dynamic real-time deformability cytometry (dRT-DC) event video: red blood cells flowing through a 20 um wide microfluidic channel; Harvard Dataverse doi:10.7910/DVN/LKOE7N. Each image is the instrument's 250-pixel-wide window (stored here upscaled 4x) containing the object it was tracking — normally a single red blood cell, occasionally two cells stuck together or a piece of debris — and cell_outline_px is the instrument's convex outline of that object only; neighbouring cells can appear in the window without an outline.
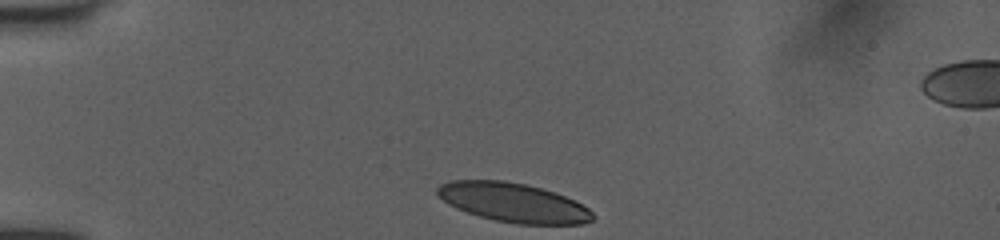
{"species": "human", "species_latin": "Homo sapiens", "temperature_condition": "room temperature", "stored_images_in_passage": 33, "camera_frame_rate_fps": 3000, "um_per_image_px": 0.085, "donor": {"sex": "female"}, "frame": {"image": 1, "passage_image": 1, "time_ms": 0.0, "image_size_px": [1000, 240], "cell_outline_px": [[596, 216], [592, 220], [584, 224], [516, 224], [496, 220], [480, 216], [456, 208], [448, 204], [436, 196], [436, 188], [440, 184], [452, 180], [504, 180], [524, 184], [540, 188], [564, 196], [588, 208]], "centroid_in_image_um": [43.59, 17.22], "position_along_channel_um": 41.4, "area_um2": 35.32}}
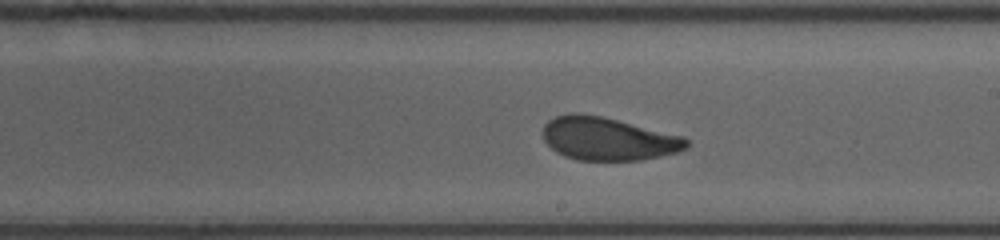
{"frame": {"image": 2, "passage_image": 19, "time_ms": 6.0, "image_size_px": [1000, 240], "cell_outline_px": [[692, 144], [688, 148], [676, 152], [660, 156], [640, 160], [576, 160], [564, 156], [556, 152], [544, 140], [544, 124], [548, 120], [556, 116], [572, 112], [576, 112], [600, 116], [684, 136]], "centroid_in_image_um": [51.69, 11.8], "position_along_channel_um": 237.3, "area_um2": 36.01}}
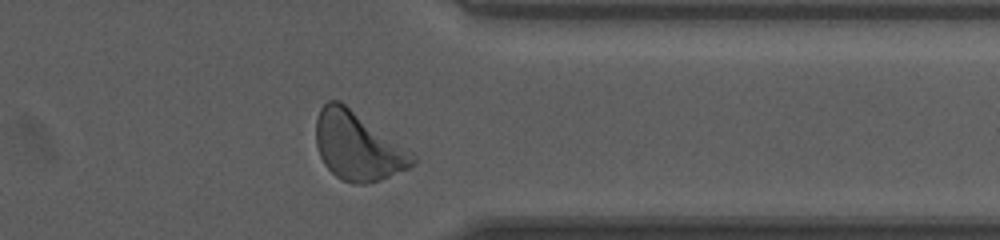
{"frame": {"image": 3, "passage_image": 30, "time_ms": 9.667, "image_size_px": [1000, 240], "cell_outline_px": [[416, 164], [408, 168], [380, 180], [364, 184], [352, 184], [336, 176], [324, 164], [320, 156], [316, 144], [316, 120], [320, 108], [328, 100], [340, 100], [412, 152], [416, 156]], "centroid_in_image_um": [30.4, 12.42], "position_along_channel_um": 381.0, "area_um2": 38.32}, "authors_computed_cell_mechanics": {"area_um2": 36.4718, "velocity_mm_per_s": 4.0098, "shape_relaxation_time_tau1_ms": 3.619, "shape_relaxation_time_tau2_ms": 1.2481, "deformation_change_tau1": 0.1385, "deformation_change_tau2": 0.0735}}